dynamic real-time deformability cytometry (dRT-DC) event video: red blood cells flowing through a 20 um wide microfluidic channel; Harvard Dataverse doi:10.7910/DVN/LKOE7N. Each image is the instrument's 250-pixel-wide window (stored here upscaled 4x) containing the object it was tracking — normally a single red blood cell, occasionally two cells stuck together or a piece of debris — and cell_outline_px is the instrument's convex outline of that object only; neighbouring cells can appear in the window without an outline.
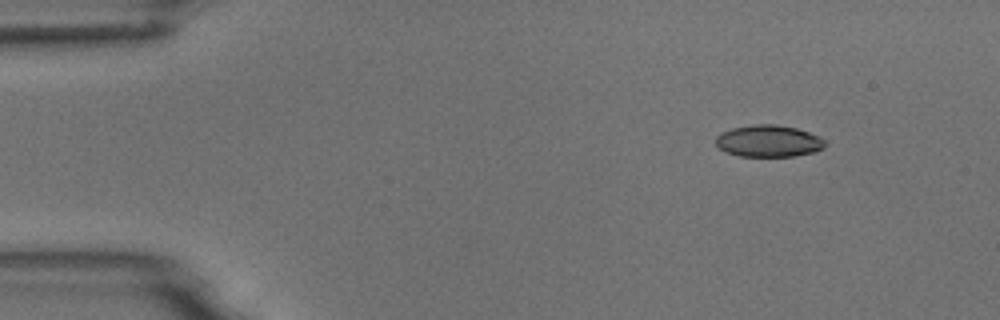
{"species": "common noctule bat (a hibernating species)", "species_latin": "Nyctalus noctula", "temperature_condition": "room temperature", "stored_images_in_passage": 8, "camera_frame_rate_fps": 3000, "um_per_image_px": 0.085, "animal": {"sex": "male", "body_mass_g": 18.8}, "frame": {"image": 1, "passage_image": 1, "time_ms": 0.0, "image_size_px": [1000, 320], "cell_outline_px": [[828, 144], [824, 148], [812, 152], [792, 156], [740, 156], [724, 152], [716, 144], [716, 136], [720, 132], [732, 128], [756, 124], [776, 124], [796, 128], [820, 136], [828, 140]], "centroid_in_image_um": [65.35, 11.98], "position_along_channel_um": 19.6, "area_um2": 20.46}}
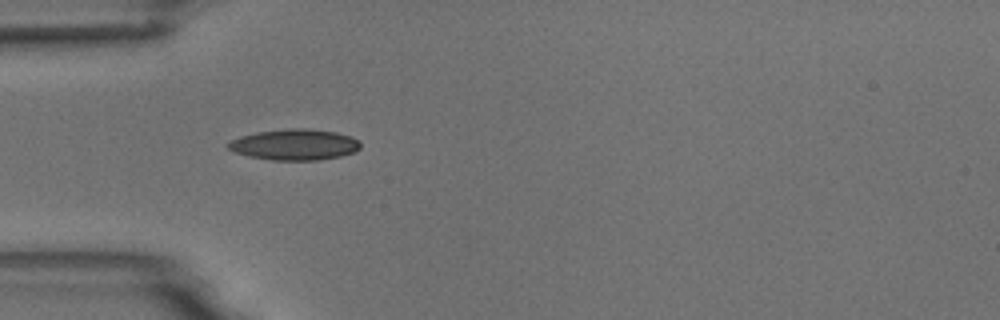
{"frame": {"image": 2, "passage_image": 4, "time_ms": 3.333, "image_size_px": [1000, 320], "cell_outline_px": [[360, 148], [356, 152], [340, 156], [316, 160], [272, 160], [248, 156], [236, 152], [228, 148], [224, 144], [240, 136], [256, 132], [288, 128], [304, 128], [336, 132], [348, 136], [356, 140], [360, 144]], "centroid_in_image_um": [25.01, 12.29], "position_along_channel_um": 60.0, "area_um2": 23.76}}